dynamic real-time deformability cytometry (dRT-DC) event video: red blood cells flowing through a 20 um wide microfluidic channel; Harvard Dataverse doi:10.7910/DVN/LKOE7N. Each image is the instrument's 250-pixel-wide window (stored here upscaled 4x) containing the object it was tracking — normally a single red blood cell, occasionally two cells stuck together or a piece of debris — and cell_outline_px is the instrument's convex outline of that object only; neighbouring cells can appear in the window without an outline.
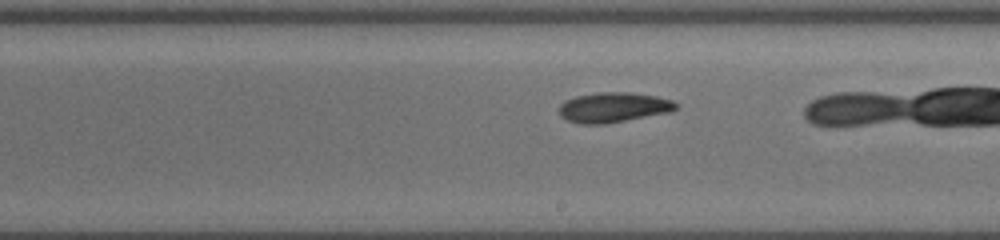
{"species": "common noctule bat (a hibernating species)", "species_latin": "Nyctalus noctula", "temperature_condition": "cold", "stored_images_in_passage": 27, "camera_frame_rate_fps": 3000, "um_per_image_px": 0.085, "animal": {"sex": "female", "body_mass_g": 19.5, "forearm_length_mm": 54.1}, "frame": {"image": 1, "passage_image": 16, "time_ms": 5.0, "image_size_px": [1000, 240], "cell_outline_px": [[680, 104], [672, 112], [604, 124], [580, 124], [568, 120], [560, 116], [560, 104], [564, 100], [576, 96], [596, 92], [628, 92], [656, 96], [672, 100]], "centroid_in_image_um": [52.16, 9.12], "position_along_channel_um": 236.8, "area_um2": 20.58}}